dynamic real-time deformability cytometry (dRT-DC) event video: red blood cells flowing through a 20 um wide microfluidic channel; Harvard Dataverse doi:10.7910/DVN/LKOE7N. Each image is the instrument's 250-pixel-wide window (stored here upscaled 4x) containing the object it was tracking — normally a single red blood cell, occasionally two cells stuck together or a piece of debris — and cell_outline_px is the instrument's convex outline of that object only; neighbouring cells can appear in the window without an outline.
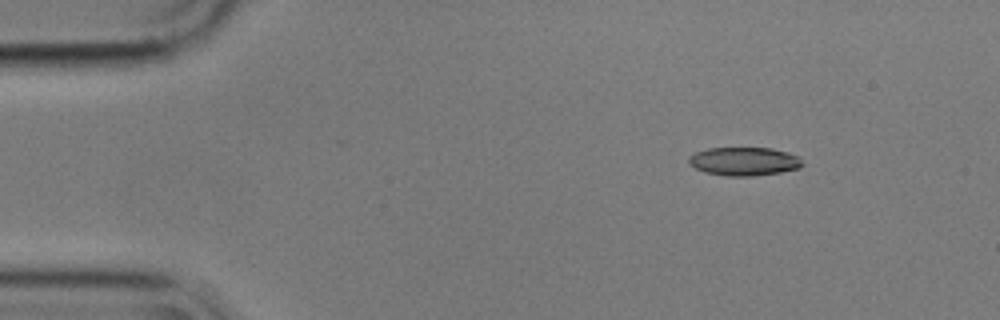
{"species": "common noctule bat (a hibernating species)", "species_latin": "Nyctalus noctula", "temperature_condition": "cold", "stored_images_in_passage": 4, "camera_frame_rate_fps": 3000, "um_per_image_px": 0.085, "animal": {"sex": "male", "body_mass_g": 17.9}, "frame": {"image": 1, "passage_image": 1, "time_ms": 0.0, "image_size_px": [1000, 320], "cell_outline_px": [[804, 164], [800, 168], [780, 172], [752, 176], [728, 176], [704, 172], [688, 164], [688, 156], [696, 152], [708, 148], [772, 148], [788, 152], [800, 156]], "centroid_in_image_um": [63.26, 13.71], "position_along_channel_um": 21.7, "area_um2": 19.02}}